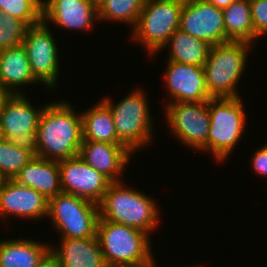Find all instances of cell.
<instances>
[{
    "label": "cell",
    "instance_id": "22",
    "mask_svg": "<svg viewBox=\"0 0 267 267\" xmlns=\"http://www.w3.org/2000/svg\"><path fill=\"white\" fill-rule=\"evenodd\" d=\"M81 117L82 141L122 144L117 137L112 113L102 100L81 111Z\"/></svg>",
    "mask_w": 267,
    "mask_h": 267
},
{
    "label": "cell",
    "instance_id": "8",
    "mask_svg": "<svg viewBox=\"0 0 267 267\" xmlns=\"http://www.w3.org/2000/svg\"><path fill=\"white\" fill-rule=\"evenodd\" d=\"M47 217L59 238L97 236L99 207L84 198L65 192L49 198Z\"/></svg>",
    "mask_w": 267,
    "mask_h": 267
},
{
    "label": "cell",
    "instance_id": "5",
    "mask_svg": "<svg viewBox=\"0 0 267 267\" xmlns=\"http://www.w3.org/2000/svg\"><path fill=\"white\" fill-rule=\"evenodd\" d=\"M242 97L210 98L208 109L210 129L207 138V153L217 162L224 160L236 149L246 131V110Z\"/></svg>",
    "mask_w": 267,
    "mask_h": 267
},
{
    "label": "cell",
    "instance_id": "15",
    "mask_svg": "<svg viewBox=\"0 0 267 267\" xmlns=\"http://www.w3.org/2000/svg\"><path fill=\"white\" fill-rule=\"evenodd\" d=\"M47 213L48 199L44 195L13 179H3L0 184L1 220H8L10 215L22 220H41Z\"/></svg>",
    "mask_w": 267,
    "mask_h": 267
},
{
    "label": "cell",
    "instance_id": "7",
    "mask_svg": "<svg viewBox=\"0 0 267 267\" xmlns=\"http://www.w3.org/2000/svg\"><path fill=\"white\" fill-rule=\"evenodd\" d=\"M183 5L184 0H146L131 39L143 45L148 55L154 56L179 29Z\"/></svg>",
    "mask_w": 267,
    "mask_h": 267
},
{
    "label": "cell",
    "instance_id": "3",
    "mask_svg": "<svg viewBox=\"0 0 267 267\" xmlns=\"http://www.w3.org/2000/svg\"><path fill=\"white\" fill-rule=\"evenodd\" d=\"M147 97V92L136 87L119 102L107 96L101 99L112 113L118 139L132 154H137L136 151L147 147L154 139V120H151Z\"/></svg>",
    "mask_w": 267,
    "mask_h": 267
},
{
    "label": "cell",
    "instance_id": "23",
    "mask_svg": "<svg viewBox=\"0 0 267 267\" xmlns=\"http://www.w3.org/2000/svg\"><path fill=\"white\" fill-rule=\"evenodd\" d=\"M166 47L170 49L167 55L169 61L203 67L212 46L178 29L163 46L164 49Z\"/></svg>",
    "mask_w": 267,
    "mask_h": 267
},
{
    "label": "cell",
    "instance_id": "11",
    "mask_svg": "<svg viewBox=\"0 0 267 267\" xmlns=\"http://www.w3.org/2000/svg\"><path fill=\"white\" fill-rule=\"evenodd\" d=\"M52 34L50 27L42 20L28 27L22 42L34 77L50 91L55 87L58 89L60 72L59 46Z\"/></svg>",
    "mask_w": 267,
    "mask_h": 267
},
{
    "label": "cell",
    "instance_id": "1",
    "mask_svg": "<svg viewBox=\"0 0 267 267\" xmlns=\"http://www.w3.org/2000/svg\"><path fill=\"white\" fill-rule=\"evenodd\" d=\"M82 140L81 112L68 100L47 102L37 128L36 156L52 161L76 157Z\"/></svg>",
    "mask_w": 267,
    "mask_h": 267
},
{
    "label": "cell",
    "instance_id": "10",
    "mask_svg": "<svg viewBox=\"0 0 267 267\" xmlns=\"http://www.w3.org/2000/svg\"><path fill=\"white\" fill-rule=\"evenodd\" d=\"M169 132L183 144L196 151L207 152L210 129L208 101L173 102L163 106Z\"/></svg>",
    "mask_w": 267,
    "mask_h": 267
},
{
    "label": "cell",
    "instance_id": "29",
    "mask_svg": "<svg viewBox=\"0 0 267 267\" xmlns=\"http://www.w3.org/2000/svg\"><path fill=\"white\" fill-rule=\"evenodd\" d=\"M254 32L257 39L267 35V0H249Z\"/></svg>",
    "mask_w": 267,
    "mask_h": 267
},
{
    "label": "cell",
    "instance_id": "25",
    "mask_svg": "<svg viewBox=\"0 0 267 267\" xmlns=\"http://www.w3.org/2000/svg\"><path fill=\"white\" fill-rule=\"evenodd\" d=\"M146 0H107L98 11L99 23L118 22L131 26V30L138 22V18Z\"/></svg>",
    "mask_w": 267,
    "mask_h": 267
},
{
    "label": "cell",
    "instance_id": "32",
    "mask_svg": "<svg viewBox=\"0 0 267 267\" xmlns=\"http://www.w3.org/2000/svg\"><path fill=\"white\" fill-rule=\"evenodd\" d=\"M39 267H60V266L51 256H49Z\"/></svg>",
    "mask_w": 267,
    "mask_h": 267
},
{
    "label": "cell",
    "instance_id": "2",
    "mask_svg": "<svg viewBox=\"0 0 267 267\" xmlns=\"http://www.w3.org/2000/svg\"><path fill=\"white\" fill-rule=\"evenodd\" d=\"M111 182L99 207V218L124 224L149 235L159 226L160 209L155 199L123 183Z\"/></svg>",
    "mask_w": 267,
    "mask_h": 267
},
{
    "label": "cell",
    "instance_id": "6",
    "mask_svg": "<svg viewBox=\"0 0 267 267\" xmlns=\"http://www.w3.org/2000/svg\"><path fill=\"white\" fill-rule=\"evenodd\" d=\"M245 41H230L213 45L203 66L206 85L212 98L241 97L238 83L248 63V53L254 48Z\"/></svg>",
    "mask_w": 267,
    "mask_h": 267
},
{
    "label": "cell",
    "instance_id": "35",
    "mask_svg": "<svg viewBox=\"0 0 267 267\" xmlns=\"http://www.w3.org/2000/svg\"><path fill=\"white\" fill-rule=\"evenodd\" d=\"M156 259H153L150 263L146 264V265H142L141 267H158L156 262H155ZM167 267V266H166ZM180 267V266H179ZM188 267H191V266H188ZM194 267V266H193ZM197 267H201V266H197Z\"/></svg>",
    "mask_w": 267,
    "mask_h": 267
},
{
    "label": "cell",
    "instance_id": "28",
    "mask_svg": "<svg viewBox=\"0 0 267 267\" xmlns=\"http://www.w3.org/2000/svg\"><path fill=\"white\" fill-rule=\"evenodd\" d=\"M28 25L0 11V51L22 45Z\"/></svg>",
    "mask_w": 267,
    "mask_h": 267
},
{
    "label": "cell",
    "instance_id": "26",
    "mask_svg": "<svg viewBox=\"0 0 267 267\" xmlns=\"http://www.w3.org/2000/svg\"><path fill=\"white\" fill-rule=\"evenodd\" d=\"M35 156L33 152L2 138L0 140V176L3 179H13Z\"/></svg>",
    "mask_w": 267,
    "mask_h": 267
},
{
    "label": "cell",
    "instance_id": "37",
    "mask_svg": "<svg viewBox=\"0 0 267 267\" xmlns=\"http://www.w3.org/2000/svg\"><path fill=\"white\" fill-rule=\"evenodd\" d=\"M3 137H2V134H1V127H0V140L2 139Z\"/></svg>",
    "mask_w": 267,
    "mask_h": 267
},
{
    "label": "cell",
    "instance_id": "20",
    "mask_svg": "<svg viewBox=\"0 0 267 267\" xmlns=\"http://www.w3.org/2000/svg\"><path fill=\"white\" fill-rule=\"evenodd\" d=\"M13 180L33 188L47 199L62 192L58 161L35 156L14 176Z\"/></svg>",
    "mask_w": 267,
    "mask_h": 267
},
{
    "label": "cell",
    "instance_id": "14",
    "mask_svg": "<svg viewBox=\"0 0 267 267\" xmlns=\"http://www.w3.org/2000/svg\"><path fill=\"white\" fill-rule=\"evenodd\" d=\"M164 81L170 102H204L209 94L204 68L185 63L166 61Z\"/></svg>",
    "mask_w": 267,
    "mask_h": 267
},
{
    "label": "cell",
    "instance_id": "33",
    "mask_svg": "<svg viewBox=\"0 0 267 267\" xmlns=\"http://www.w3.org/2000/svg\"><path fill=\"white\" fill-rule=\"evenodd\" d=\"M10 94L3 88V86L0 84V110L6 100V98L9 96Z\"/></svg>",
    "mask_w": 267,
    "mask_h": 267
},
{
    "label": "cell",
    "instance_id": "30",
    "mask_svg": "<svg viewBox=\"0 0 267 267\" xmlns=\"http://www.w3.org/2000/svg\"><path fill=\"white\" fill-rule=\"evenodd\" d=\"M255 154L252 155L251 168L252 171L260 175L261 177H267V144L258 148L257 151H254ZM267 186V185H266Z\"/></svg>",
    "mask_w": 267,
    "mask_h": 267
},
{
    "label": "cell",
    "instance_id": "38",
    "mask_svg": "<svg viewBox=\"0 0 267 267\" xmlns=\"http://www.w3.org/2000/svg\"><path fill=\"white\" fill-rule=\"evenodd\" d=\"M2 181H3V178L0 176V184H1Z\"/></svg>",
    "mask_w": 267,
    "mask_h": 267
},
{
    "label": "cell",
    "instance_id": "13",
    "mask_svg": "<svg viewBox=\"0 0 267 267\" xmlns=\"http://www.w3.org/2000/svg\"><path fill=\"white\" fill-rule=\"evenodd\" d=\"M59 162L62 192L99 204L111 181L80 156Z\"/></svg>",
    "mask_w": 267,
    "mask_h": 267
},
{
    "label": "cell",
    "instance_id": "18",
    "mask_svg": "<svg viewBox=\"0 0 267 267\" xmlns=\"http://www.w3.org/2000/svg\"><path fill=\"white\" fill-rule=\"evenodd\" d=\"M59 245L51 244L50 256L60 267H101L105 264L97 236L60 238Z\"/></svg>",
    "mask_w": 267,
    "mask_h": 267
},
{
    "label": "cell",
    "instance_id": "12",
    "mask_svg": "<svg viewBox=\"0 0 267 267\" xmlns=\"http://www.w3.org/2000/svg\"><path fill=\"white\" fill-rule=\"evenodd\" d=\"M179 29L211 46L230 42L222 9L206 0H184Z\"/></svg>",
    "mask_w": 267,
    "mask_h": 267
},
{
    "label": "cell",
    "instance_id": "34",
    "mask_svg": "<svg viewBox=\"0 0 267 267\" xmlns=\"http://www.w3.org/2000/svg\"><path fill=\"white\" fill-rule=\"evenodd\" d=\"M90 4L99 11L107 0H88Z\"/></svg>",
    "mask_w": 267,
    "mask_h": 267
},
{
    "label": "cell",
    "instance_id": "31",
    "mask_svg": "<svg viewBox=\"0 0 267 267\" xmlns=\"http://www.w3.org/2000/svg\"><path fill=\"white\" fill-rule=\"evenodd\" d=\"M206 1L213 4L215 7L219 9H224L227 8L235 0H206Z\"/></svg>",
    "mask_w": 267,
    "mask_h": 267
},
{
    "label": "cell",
    "instance_id": "36",
    "mask_svg": "<svg viewBox=\"0 0 267 267\" xmlns=\"http://www.w3.org/2000/svg\"><path fill=\"white\" fill-rule=\"evenodd\" d=\"M101 267H122V266L112 265V264L105 263Z\"/></svg>",
    "mask_w": 267,
    "mask_h": 267
},
{
    "label": "cell",
    "instance_id": "19",
    "mask_svg": "<svg viewBox=\"0 0 267 267\" xmlns=\"http://www.w3.org/2000/svg\"><path fill=\"white\" fill-rule=\"evenodd\" d=\"M31 83L41 84L31 71L23 45L0 51V84L3 88L9 94H24L23 88Z\"/></svg>",
    "mask_w": 267,
    "mask_h": 267
},
{
    "label": "cell",
    "instance_id": "24",
    "mask_svg": "<svg viewBox=\"0 0 267 267\" xmlns=\"http://www.w3.org/2000/svg\"><path fill=\"white\" fill-rule=\"evenodd\" d=\"M226 36L231 41L256 43L249 0H235L222 9Z\"/></svg>",
    "mask_w": 267,
    "mask_h": 267
},
{
    "label": "cell",
    "instance_id": "21",
    "mask_svg": "<svg viewBox=\"0 0 267 267\" xmlns=\"http://www.w3.org/2000/svg\"><path fill=\"white\" fill-rule=\"evenodd\" d=\"M50 246L30 238L0 240V267H39L50 256Z\"/></svg>",
    "mask_w": 267,
    "mask_h": 267
},
{
    "label": "cell",
    "instance_id": "4",
    "mask_svg": "<svg viewBox=\"0 0 267 267\" xmlns=\"http://www.w3.org/2000/svg\"><path fill=\"white\" fill-rule=\"evenodd\" d=\"M96 235L105 263L141 267L154 259L150 235L143 231L99 218Z\"/></svg>",
    "mask_w": 267,
    "mask_h": 267
},
{
    "label": "cell",
    "instance_id": "9",
    "mask_svg": "<svg viewBox=\"0 0 267 267\" xmlns=\"http://www.w3.org/2000/svg\"><path fill=\"white\" fill-rule=\"evenodd\" d=\"M25 94H10L0 110L3 139L37 155V128L46 103L38 109Z\"/></svg>",
    "mask_w": 267,
    "mask_h": 267
},
{
    "label": "cell",
    "instance_id": "16",
    "mask_svg": "<svg viewBox=\"0 0 267 267\" xmlns=\"http://www.w3.org/2000/svg\"><path fill=\"white\" fill-rule=\"evenodd\" d=\"M42 20L60 30L81 32L94 29L95 22L99 21L98 11L88 0H43Z\"/></svg>",
    "mask_w": 267,
    "mask_h": 267
},
{
    "label": "cell",
    "instance_id": "27",
    "mask_svg": "<svg viewBox=\"0 0 267 267\" xmlns=\"http://www.w3.org/2000/svg\"><path fill=\"white\" fill-rule=\"evenodd\" d=\"M43 0H0V11L24 21L28 26L42 21Z\"/></svg>",
    "mask_w": 267,
    "mask_h": 267
},
{
    "label": "cell",
    "instance_id": "17",
    "mask_svg": "<svg viewBox=\"0 0 267 267\" xmlns=\"http://www.w3.org/2000/svg\"><path fill=\"white\" fill-rule=\"evenodd\" d=\"M133 155L123 144L82 141L78 156L111 182H119Z\"/></svg>",
    "mask_w": 267,
    "mask_h": 267
}]
</instances>
